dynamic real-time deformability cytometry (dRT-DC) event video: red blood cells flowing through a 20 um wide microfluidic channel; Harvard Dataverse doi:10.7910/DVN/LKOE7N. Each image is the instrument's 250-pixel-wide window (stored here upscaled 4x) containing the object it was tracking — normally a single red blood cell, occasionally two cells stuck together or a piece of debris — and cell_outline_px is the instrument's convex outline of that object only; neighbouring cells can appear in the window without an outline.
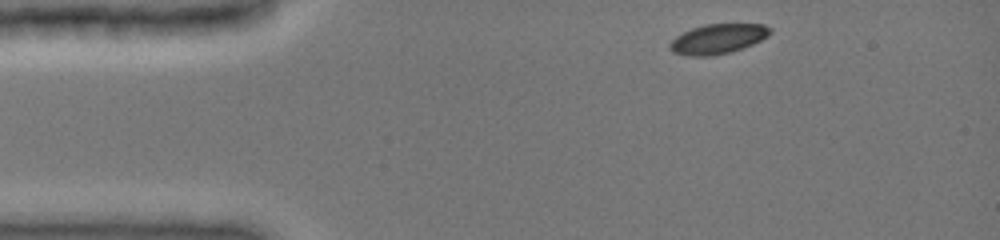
{"species": "common noctule bat (a hibernating species)", "species_latin": "Nyctalus noctula", "temperature_condition": "cold", "stored_images_in_passage": 11, "camera_frame_rate_fps": 3000, "um_per_image_px": 0.085, "animal": {"sex": "female", "body_mass_g": 19.0, "forearm_length_mm": 51.5}, "frame": {"image": 1, "passage_image": 1, "time_ms": 0.0, "image_size_px": [1000, 240], "cell_outline_px": [[772, 32], [768, 36], [752, 44], [728, 52], [708, 56], [688, 56], [672, 52], [668, 48], [668, 44], [676, 36], [692, 28], [704, 24], [764, 24], [772, 28]], "centroid_in_image_um": [61.0, 3.29], "position_along_channel_um": 24.0, "area_um2": 17.34}}
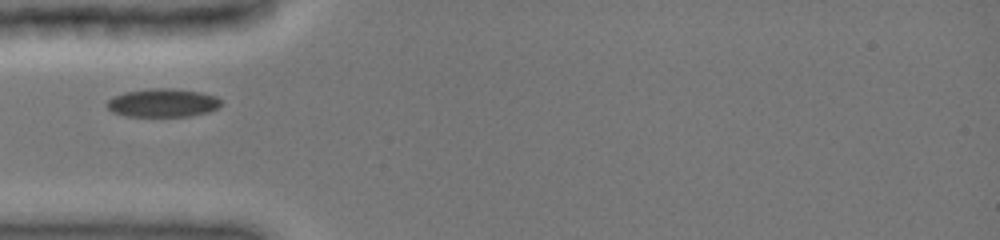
{"frame": {"image": 2, "passage_image": 7, "time_ms": 2.667, "image_size_px": [1000, 240], "cell_outline_px": [[220, 104], [216, 108], [208, 112], [192, 116], [124, 116], [112, 112], [104, 104], [112, 96], [124, 92], [148, 88], [172, 88], [200, 92], [216, 96], [220, 100]], "centroid_in_image_um": [13.78, 8.74], "position_along_channel_um": 71.2, "area_um2": 19.02}}
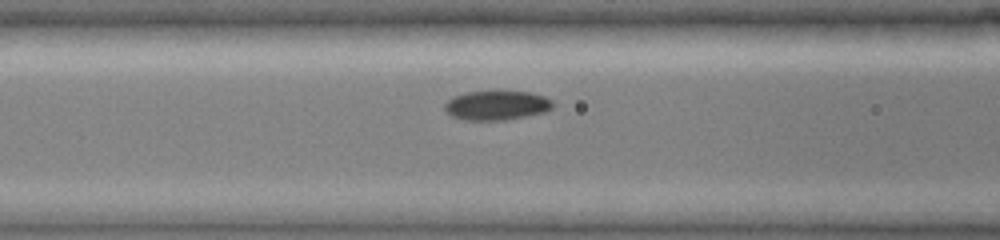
{"frame": {"image": 3, "passage_image": 10, "time_ms": 4.0, "image_size_px": [1000, 240], "cell_outline_px": [[552, 108], [544, 112], [508, 120], [464, 120], [452, 116], [444, 108], [444, 104], [452, 96], [468, 92], [528, 92], [544, 96], [552, 100]], "centroid_in_image_um": [42.2, 8.97], "position_along_channel_um": 124.4, "area_um2": 18.32}}